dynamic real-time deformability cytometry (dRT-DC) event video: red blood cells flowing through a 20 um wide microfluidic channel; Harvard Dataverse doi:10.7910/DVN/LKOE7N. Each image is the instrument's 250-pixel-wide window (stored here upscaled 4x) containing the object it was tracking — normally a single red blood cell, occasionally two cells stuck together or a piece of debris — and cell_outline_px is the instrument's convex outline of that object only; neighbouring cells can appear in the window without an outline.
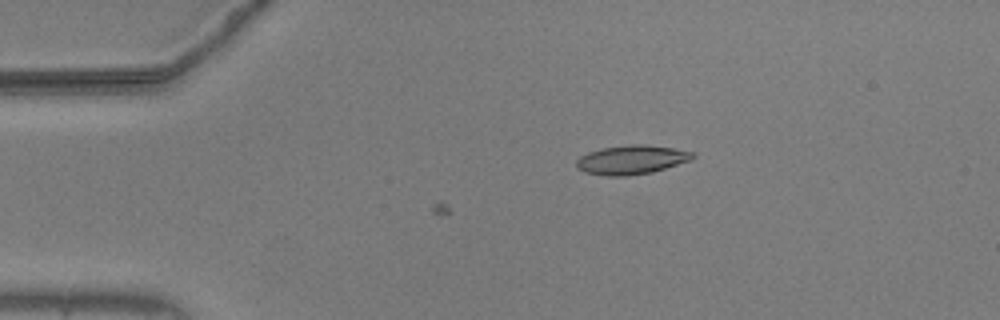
{"species": "common noctule bat (a hibernating species)", "species_latin": "Nyctalus noctula", "temperature_condition": "warm", "stored_images_in_passage": 16, "camera_frame_rate_fps": 3000, "um_per_image_px": 0.085, "animal": {"sex": "male", "body_mass_g": 20.5, "forearm_length_mm": 52.5}, "frame": {"image": 1, "passage_image": 16, "time_ms": 5.0, "image_size_px": [1000, 320], "cell_outline_px": [[696, 156], [692, 160], [652, 172], [628, 176], [608, 176], [584, 172], [576, 164], [576, 160], [580, 156], [588, 152], [604, 148], [632, 144], [644, 144], [672, 148], [696, 152]], "centroid_in_image_um": [53.72, 13.58], "position_along_channel_um": 31.3, "area_um2": 19.65}}